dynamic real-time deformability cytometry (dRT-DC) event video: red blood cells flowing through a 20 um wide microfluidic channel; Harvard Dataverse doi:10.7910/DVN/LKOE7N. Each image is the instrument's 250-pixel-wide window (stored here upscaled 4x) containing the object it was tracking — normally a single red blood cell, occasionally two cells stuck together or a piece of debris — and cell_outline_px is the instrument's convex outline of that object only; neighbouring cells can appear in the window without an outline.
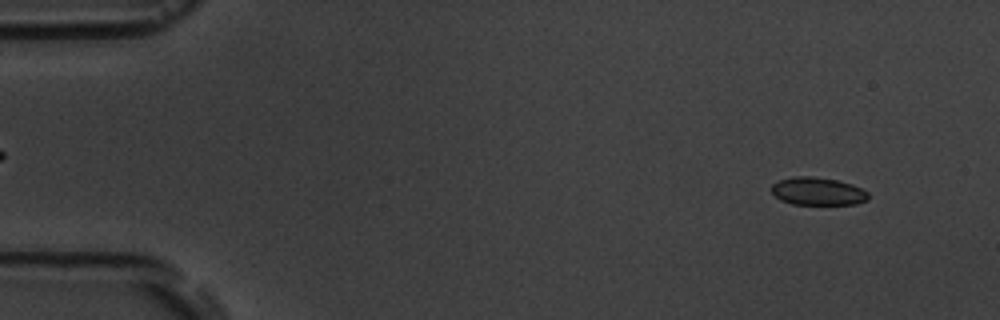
{"species": "common noctule bat (a hibernating species)", "species_latin": "Nyctalus noctula", "temperature_condition": "room temperature", "stored_images_in_passage": 14, "camera_frame_rate_fps": 3000, "um_per_image_px": 0.085, "animal": {"sex": "male", "body_mass_g": 19.5, "forearm_length_mm": 54.6}, "frame": {"image": 1, "passage_image": 1, "time_ms": 0.0, "image_size_px": [1000, 320], "cell_outline_px": [[868, 200], [856, 204], [792, 204], [780, 200], [772, 192], [772, 184], [780, 180], [792, 176], [812, 176], [836, 180], [852, 184], [868, 192]], "centroid_in_image_um": [69.51, 16.26], "position_along_channel_um": 15.5, "area_um2": 15.66}}
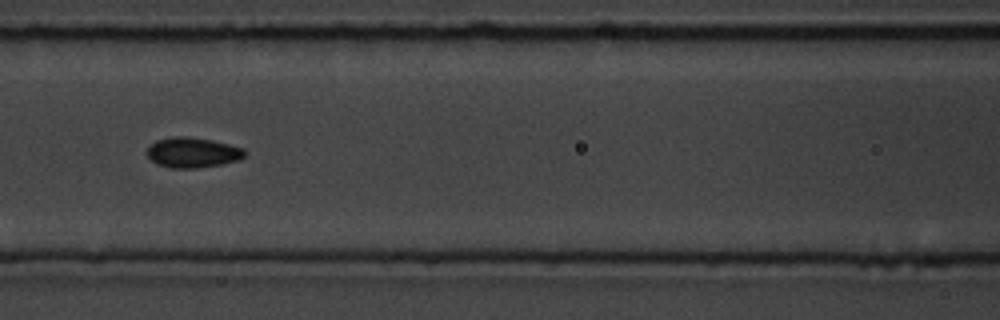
{"frame": {"image": 2, "passage_image": 6, "time_ms": 6.667, "image_size_px": [1000, 320], "cell_outline_px": [[248, 152], [240, 160], [220, 164], [196, 168], [172, 168], [156, 164], [148, 156], [148, 148], [156, 140], [172, 136], [188, 136], [212, 140], [244, 148]], "centroid_in_image_um": [16.4, 12.96], "position_along_channel_um": 150.2, "area_um2": 17.22}}
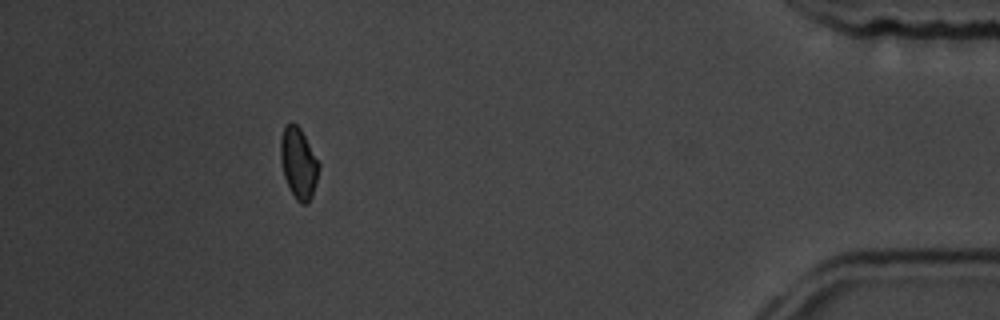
{"frame": {"image": 3, "passage_image": 13, "time_ms": 15.333, "image_size_px": [1000, 320], "cell_outline_px": [[320, 168], [312, 196], [308, 204], [300, 204], [296, 200], [284, 176], [280, 160], [280, 140], [284, 124], [292, 120], [300, 128], [320, 164]], "centroid_in_image_um": [25.36, 13.84], "position_along_channel_um": 409.8, "area_um2": 15.95}, "authors_computed_cell_mechanics": {"area_um2": 16.3863, "velocity_mm_per_s": 3.657, "shape_relaxation_time_tau1_ms": 2.2067, "shape_relaxation_time_tau2_ms": null, "deformation_change_tau1": 0.0471, "deformation_change_tau2": null}}